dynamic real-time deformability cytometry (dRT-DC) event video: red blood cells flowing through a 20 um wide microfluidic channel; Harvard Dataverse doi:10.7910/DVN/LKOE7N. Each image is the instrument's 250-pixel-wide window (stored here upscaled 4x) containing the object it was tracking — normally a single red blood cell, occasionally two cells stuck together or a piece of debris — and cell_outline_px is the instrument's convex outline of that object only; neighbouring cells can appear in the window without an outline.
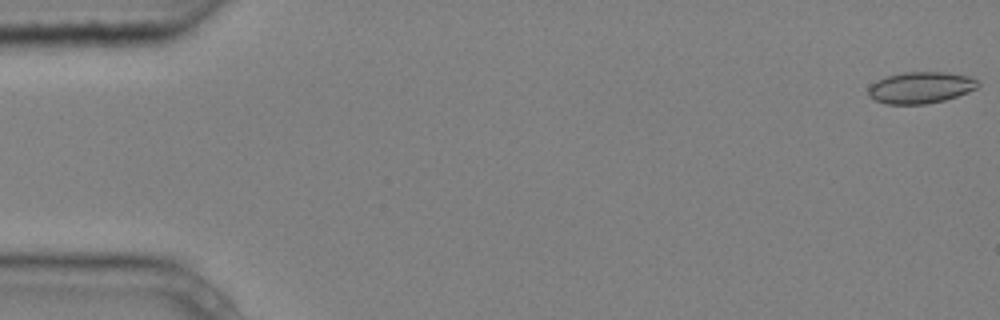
{"species": "common noctule bat (a hibernating species)", "species_latin": "Nyctalus noctula", "temperature_condition": "cold", "stored_images_in_passage": 6, "camera_frame_rate_fps": 3000, "um_per_image_px": 0.085, "animal": {"sex": "male", "body_mass_g": 20.4}, "frame": {"image": 1, "passage_image": 1, "time_ms": 0.0, "image_size_px": [1000, 320], "cell_outline_px": [[980, 84], [976, 88], [968, 92], [944, 100], [924, 104], [884, 104], [868, 96], [868, 88], [876, 80], [888, 76], [904, 72], [948, 72], [968, 76], [976, 80]], "centroid_in_image_um": [78.23, 7.44], "position_along_channel_um": 6.8, "area_um2": 20.06}}
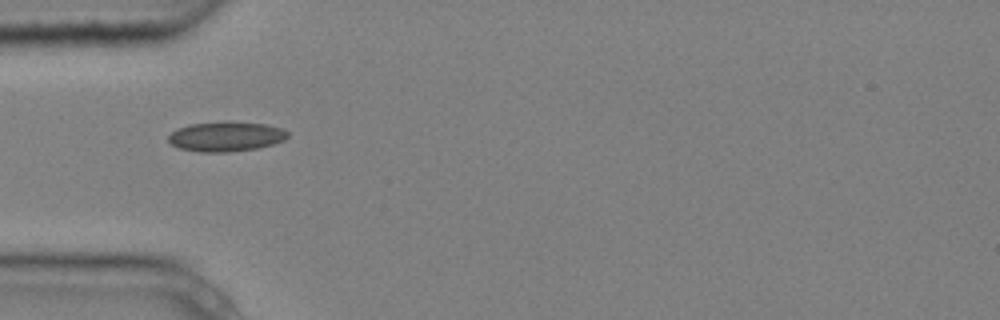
{"frame": {"image": 2, "passage_image": 5, "time_ms": 1.333, "image_size_px": [1000, 320], "cell_outline_px": [[288, 136], [284, 140], [272, 144], [256, 148], [228, 152], [200, 152], [180, 148], [172, 144], [168, 140], [168, 136], [176, 128], [188, 124], [224, 120], [268, 124], [280, 128], [288, 132]], "centroid_in_image_um": [19.18, 11.57], "position_along_channel_um": 65.8, "area_um2": 20.98}}
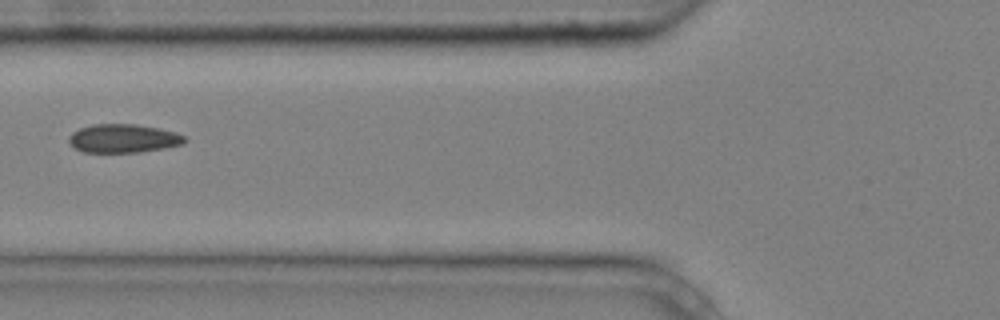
{"frame": {"image": 3, "passage_image": 6, "time_ms": 1.667, "image_size_px": [1000, 320], "cell_outline_px": [[188, 140], [184, 144], [164, 148], [140, 152], [84, 152], [72, 148], [68, 140], [68, 136], [72, 132], [80, 128], [92, 124], [136, 124], [160, 128], [176, 132], [184, 136]], "centroid_in_image_um": [10.48, 11.76], "position_along_channel_um": 115.3, "area_um2": 19.54}}